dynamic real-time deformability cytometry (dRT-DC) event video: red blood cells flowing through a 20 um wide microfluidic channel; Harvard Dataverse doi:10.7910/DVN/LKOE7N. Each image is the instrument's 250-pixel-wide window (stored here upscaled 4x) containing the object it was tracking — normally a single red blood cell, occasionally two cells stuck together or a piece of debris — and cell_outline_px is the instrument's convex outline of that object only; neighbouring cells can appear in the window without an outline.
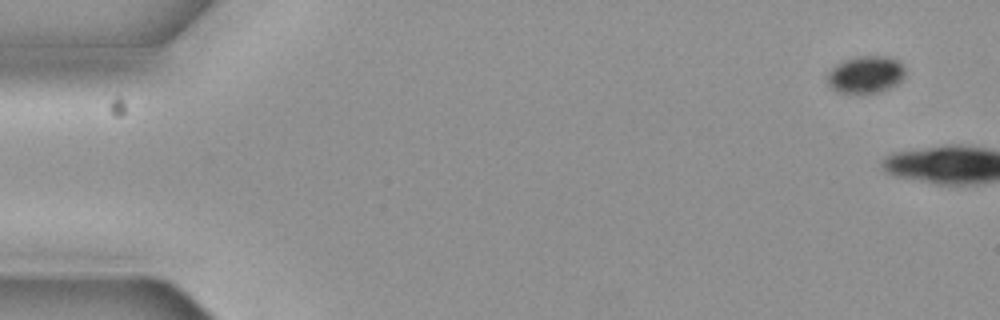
{"species": "common noctule bat (a hibernating species)", "species_latin": "Nyctalus noctula", "temperature_condition": "cold", "stored_images_in_passage": 2, "camera_frame_rate_fps": 3000, "um_per_image_px": 0.085, "animal": {"sex": "female", "body_mass_g": 19.3, "forearm_length_mm": 54.1}, "frame": {"image": 1, "passage_image": 1, "time_ms": 0.0, "image_size_px": [1000, 320], "cell_outline_px": [[904, 76], [896, 84], [880, 92], [860, 96], [836, 92], [828, 88], [824, 80], [824, 76], [836, 64], [844, 60], [856, 56], [892, 56], [900, 60], [904, 64]], "centroid_in_image_um": [73.51, 6.37], "position_along_channel_um": 11.5, "area_um2": 17.92}}